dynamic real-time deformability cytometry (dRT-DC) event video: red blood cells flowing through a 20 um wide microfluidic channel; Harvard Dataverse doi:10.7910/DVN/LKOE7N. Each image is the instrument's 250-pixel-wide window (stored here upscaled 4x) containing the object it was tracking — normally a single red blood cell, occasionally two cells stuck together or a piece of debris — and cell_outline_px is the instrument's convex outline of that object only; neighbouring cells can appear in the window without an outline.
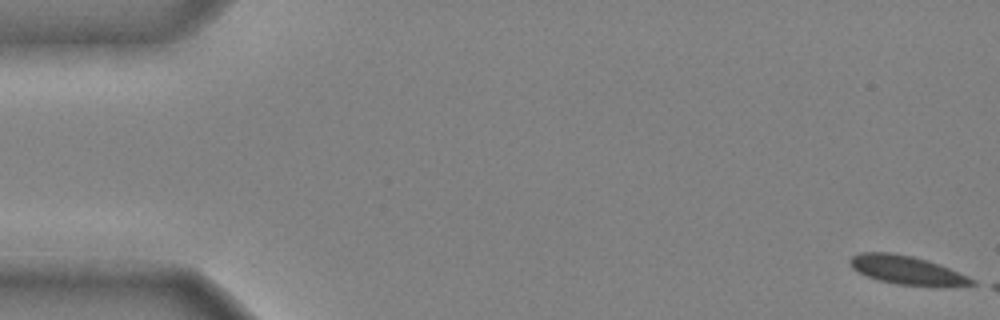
{"species": "common noctule bat (a hibernating species)", "species_latin": "Nyctalus noctula", "temperature_condition": "cold", "stored_images_in_passage": 7, "camera_frame_rate_fps": 3000, "um_per_image_px": 0.085, "animal": {"sex": "male", "body_mass_g": 20.4}, "frame": {"image": 1, "passage_image": 1, "time_ms": 0.0, "image_size_px": [1000, 320], "cell_outline_px": [[976, 284], [944, 288], [940, 288], [896, 284], [880, 280], [868, 276], [852, 268], [852, 256], [860, 252], [888, 252], [912, 256], [940, 264], [968, 276], [976, 280]], "centroid_in_image_um": [77.2, 22.99], "position_along_channel_um": 7.8, "area_um2": 20.52}}